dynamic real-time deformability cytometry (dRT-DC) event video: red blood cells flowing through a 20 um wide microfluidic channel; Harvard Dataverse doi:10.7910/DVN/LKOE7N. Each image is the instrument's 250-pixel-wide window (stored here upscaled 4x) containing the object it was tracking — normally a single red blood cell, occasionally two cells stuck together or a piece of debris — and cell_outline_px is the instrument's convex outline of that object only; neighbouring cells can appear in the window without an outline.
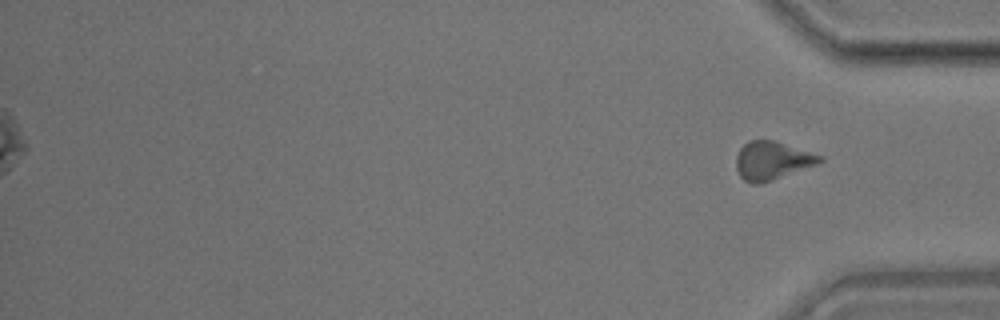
{"species": "common noctule bat (a hibernating species)", "species_latin": "Nyctalus noctula", "temperature_condition": "room temperature", "stored_images_in_passage": 32, "segment_of_instrument_passage": [2, 2], "camera_frame_rate_fps": 3000, "um_per_image_px": 0.085, "animal": {"sex": "male", "body_mass_g": 17.9}, "frame": {"image": 1, "passage_image": 32, "time_ms": 10.333, "image_size_px": [1000, 320], "cell_outline_px": [[824, 160], [820, 164], [760, 184], [752, 184], [744, 180], [740, 176], [736, 168], [736, 156], [740, 148], [748, 140], [776, 140], [824, 156]], "centroid_in_image_um": [65.66, 13.64], "position_along_channel_um": 369.5, "area_um2": 19.02}}